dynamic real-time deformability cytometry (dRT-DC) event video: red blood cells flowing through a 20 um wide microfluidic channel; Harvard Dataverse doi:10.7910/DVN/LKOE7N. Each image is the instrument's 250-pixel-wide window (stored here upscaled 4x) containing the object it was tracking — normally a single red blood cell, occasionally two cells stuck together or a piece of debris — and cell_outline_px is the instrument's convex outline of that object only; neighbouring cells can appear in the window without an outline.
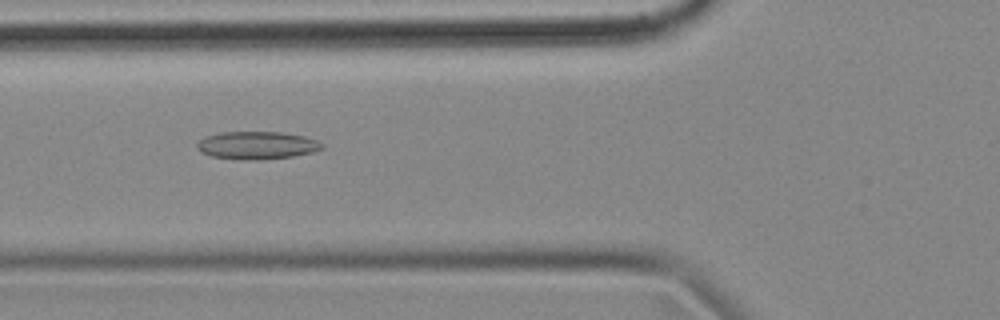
{"species": "common noctule bat (a hibernating species)", "species_latin": "Nyctalus noctula", "temperature_condition": "cold", "stored_images_in_passage": 43, "camera_frame_rate_fps": 3000, "um_per_image_px": 0.085, "animal": {"sex": "female", "body_mass_g": 18.4}, "frame": {"image": 1, "passage_image": 8, "time_ms": 2.333, "image_size_px": [1000, 320], "cell_outline_px": [[324, 148], [312, 152], [292, 156], [260, 160], [244, 160], [212, 156], [200, 152], [196, 148], [196, 144], [204, 136], [220, 132], [280, 132], [304, 136], [316, 140], [324, 144]], "centroid_in_image_um": [21.81, 12.35], "position_along_channel_um": 104.0, "area_um2": 20.29}}
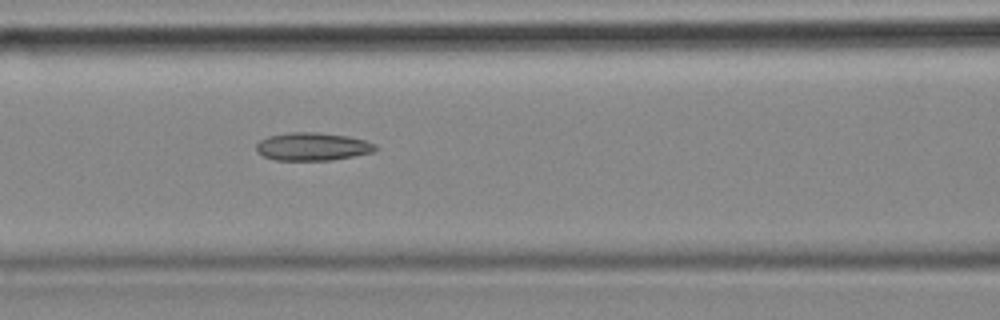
{"frame": {"image": 2, "passage_image": 11, "time_ms": 3.333, "image_size_px": [1000, 320], "cell_outline_px": [[380, 148], [372, 152], [332, 160], [276, 160], [264, 156], [256, 152], [256, 144], [260, 140], [268, 136], [292, 132], [316, 132], [348, 136], [364, 140], [376, 144]], "centroid_in_image_um": [26.56, 12.46], "position_along_channel_um": 140.0, "area_um2": 19.42}}
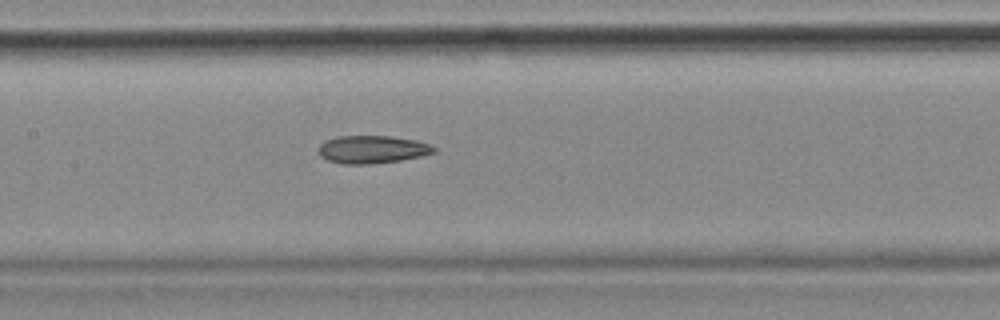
{"frame": {"image": 3, "passage_image": 14, "time_ms": 4.333, "image_size_px": [1000, 320], "cell_outline_px": [[436, 152], [420, 156], [400, 160], [368, 164], [344, 164], [328, 160], [320, 156], [320, 144], [324, 140], [336, 136], [392, 136], [416, 140], [432, 144], [436, 148]], "centroid_in_image_um": [31.66, 12.69], "position_along_channel_um": 175.7, "area_um2": 18.73}, "authors_computed_cell_mechanics": {"area_um2": 18.7272, "velocity_mm_per_s": 3.5806, "shape_relaxation_time_tau1_ms": null, "shape_relaxation_time_tau2_ms": 11.0053, "deformation_change_tau1": null, "deformation_change_tau2": 0.2296}}